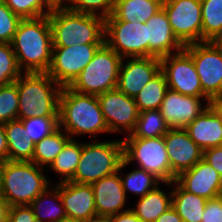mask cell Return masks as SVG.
I'll use <instances>...</instances> for the list:
<instances>
[{
  "label": "cell",
  "instance_id": "47",
  "mask_svg": "<svg viewBox=\"0 0 222 222\" xmlns=\"http://www.w3.org/2000/svg\"><path fill=\"white\" fill-rule=\"evenodd\" d=\"M208 106L222 121V95H218L209 99Z\"/></svg>",
  "mask_w": 222,
  "mask_h": 222
},
{
  "label": "cell",
  "instance_id": "19",
  "mask_svg": "<svg viewBox=\"0 0 222 222\" xmlns=\"http://www.w3.org/2000/svg\"><path fill=\"white\" fill-rule=\"evenodd\" d=\"M127 165L128 163L123 159L116 173L91 184L97 215L110 217L128 210H122L126 203V194L120 179V175H123L120 171Z\"/></svg>",
  "mask_w": 222,
  "mask_h": 222
},
{
  "label": "cell",
  "instance_id": "25",
  "mask_svg": "<svg viewBox=\"0 0 222 222\" xmlns=\"http://www.w3.org/2000/svg\"><path fill=\"white\" fill-rule=\"evenodd\" d=\"M9 161H32L35 143L25 134L23 121L16 119L4 123Z\"/></svg>",
  "mask_w": 222,
  "mask_h": 222
},
{
  "label": "cell",
  "instance_id": "17",
  "mask_svg": "<svg viewBox=\"0 0 222 222\" xmlns=\"http://www.w3.org/2000/svg\"><path fill=\"white\" fill-rule=\"evenodd\" d=\"M171 171L178 176L203 158V150L184 128H170L164 135Z\"/></svg>",
  "mask_w": 222,
  "mask_h": 222
},
{
  "label": "cell",
  "instance_id": "2",
  "mask_svg": "<svg viewBox=\"0 0 222 222\" xmlns=\"http://www.w3.org/2000/svg\"><path fill=\"white\" fill-rule=\"evenodd\" d=\"M58 127L73 135L109 133L96 95L81 94L62 87L59 97Z\"/></svg>",
  "mask_w": 222,
  "mask_h": 222
},
{
  "label": "cell",
  "instance_id": "22",
  "mask_svg": "<svg viewBox=\"0 0 222 222\" xmlns=\"http://www.w3.org/2000/svg\"><path fill=\"white\" fill-rule=\"evenodd\" d=\"M184 129L203 151L222 146V121L209 106Z\"/></svg>",
  "mask_w": 222,
  "mask_h": 222
},
{
  "label": "cell",
  "instance_id": "6",
  "mask_svg": "<svg viewBox=\"0 0 222 222\" xmlns=\"http://www.w3.org/2000/svg\"><path fill=\"white\" fill-rule=\"evenodd\" d=\"M123 141L82 143L77 169L71 182L92 184L116 173L123 160Z\"/></svg>",
  "mask_w": 222,
  "mask_h": 222
},
{
  "label": "cell",
  "instance_id": "44",
  "mask_svg": "<svg viewBox=\"0 0 222 222\" xmlns=\"http://www.w3.org/2000/svg\"><path fill=\"white\" fill-rule=\"evenodd\" d=\"M111 222H142L135 213L128 208V210H125L121 213H118L116 215L110 216Z\"/></svg>",
  "mask_w": 222,
  "mask_h": 222
},
{
  "label": "cell",
  "instance_id": "50",
  "mask_svg": "<svg viewBox=\"0 0 222 222\" xmlns=\"http://www.w3.org/2000/svg\"><path fill=\"white\" fill-rule=\"evenodd\" d=\"M57 222H81L80 220H77L75 218H71V217H63L60 220H58Z\"/></svg>",
  "mask_w": 222,
  "mask_h": 222
},
{
  "label": "cell",
  "instance_id": "33",
  "mask_svg": "<svg viewBox=\"0 0 222 222\" xmlns=\"http://www.w3.org/2000/svg\"><path fill=\"white\" fill-rule=\"evenodd\" d=\"M120 179L126 196V192L130 191L138 196L140 195V198L146 195L149 191L155 189L159 186V183H161V180L154 174L141 168H137L127 173L124 178L120 176Z\"/></svg>",
  "mask_w": 222,
  "mask_h": 222
},
{
  "label": "cell",
  "instance_id": "12",
  "mask_svg": "<svg viewBox=\"0 0 222 222\" xmlns=\"http://www.w3.org/2000/svg\"><path fill=\"white\" fill-rule=\"evenodd\" d=\"M162 8L174 35L184 46L202 42L201 0H163Z\"/></svg>",
  "mask_w": 222,
  "mask_h": 222
},
{
  "label": "cell",
  "instance_id": "35",
  "mask_svg": "<svg viewBox=\"0 0 222 222\" xmlns=\"http://www.w3.org/2000/svg\"><path fill=\"white\" fill-rule=\"evenodd\" d=\"M22 121L26 137L34 143L58 128V117H30Z\"/></svg>",
  "mask_w": 222,
  "mask_h": 222
},
{
  "label": "cell",
  "instance_id": "23",
  "mask_svg": "<svg viewBox=\"0 0 222 222\" xmlns=\"http://www.w3.org/2000/svg\"><path fill=\"white\" fill-rule=\"evenodd\" d=\"M162 4L163 0H115L112 14L121 21L146 23Z\"/></svg>",
  "mask_w": 222,
  "mask_h": 222
},
{
  "label": "cell",
  "instance_id": "40",
  "mask_svg": "<svg viewBox=\"0 0 222 222\" xmlns=\"http://www.w3.org/2000/svg\"><path fill=\"white\" fill-rule=\"evenodd\" d=\"M201 222H222V203L219 197L207 200Z\"/></svg>",
  "mask_w": 222,
  "mask_h": 222
},
{
  "label": "cell",
  "instance_id": "41",
  "mask_svg": "<svg viewBox=\"0 0 222 222\" xmlns=\"http://www.w3.org/2000/svg\"><path fill=\"white\" fill-rule=\"evenodd\" d=\"M9 222H38L29 205L11 206Z\"/></svg>",
  "mask_w": 222,
  "mask_h": 222
},
{
  "label": "cell",
  "instance_id": "39",
  "mask_svg": "<svg viewBox=\"0 0 222 222\" xmlns=\"http://www.w3.org/2000/svg\"><path fill=\"white\" fill-rule=\"evenodd\" d=\"M22 19L0 0V43H11Z\"/></svg>",
  "mask_w": 222,
  "mask_h": 222
},
{
  "label": "cell",
  "instance_id": "20",
  "mask_svg": "<svg viewBox=\"0 0 222 222\" xmlns=\"http://www.w3.org/2000/svg\"><path fill=\"white\" fill-rule=\"evenodd\" d=\"M147 57H164L184 49V45L176 38L169 23L168 16L162 8L147 22Z\"/></svg>",
  "mask_w": 222,
  "mask_h": 222
},
{
  "label": "cell",
  "instance_id": "30",
  "mask_svg": "<svg viewBox=\"0 0 222 222\" xmlns=\"http://www.w3.org/2000/svg\"><path fill=\"white\" fill-rule=\"evenodd\" d=\"M167 90L166 77L160 71L134 98L139 112L160 109Z\"/></svg>",
  "mask_w": 222,
  "mask_h": 222
},
{
  "label": "cell",
  "instance_id": "37",
  "mask_svg": "<svg viewBox=\"0 0 222 222\" xmlns=\"http://www.w3.org/2000/svg\"><path fill=\"white\" fill-rule=\"evenodd\" d=\"M67 2H70L66 4L69 11L96 15L104 19L108 18L114 9V0H68Z\"/></svg>",
  "mask_w": 222,
  "mask_h": 222
},
{
  "label": "cell",
  "instance_id": "32",
  "mask_svg": "<svg viewBox=\"0 0 222 222\" xmlns=\"http://www.w3.org/2000/svg\"><path fill=\"white\" fill-rule=\"evenodd\" d=\"M82 152V143L73 140V137L65 144L63 150L57 155L50 168L57 172L62 178L59 182H68L73 179L77 169L80 155Z\"/></svg>",
  "mask_w": 222,
  "mask_h": 222
},
{
  "label": "cell",
  "instance_id": "38",
  "mask_svg": "<svg viewBox=\"0 0 222 222\" xmlns=\"http://www.w3.org/2000/svg\"><path fill=\"white\" fill-rule=\"evenodd\" d=\"M6 6L21 19L43 17L42 0H3Z\"/></svg>",
  "mask_w": 222,
  "mask_h": 222
},
{
  "label": "cell",
  "instance_id": "43",
  "mask_svg": "<svg viewBox=\"0 0 222 222\" xmlns=\"http://www.w3.org/2000/svg\"><path fill=\"white\" fill-rule=\"evenodd\" d=\"M64 1L67 3L68 0H42L43 16H47L54 11L67 10V5H65Z\"/></svg>",
  "mask_w": 222,
  "mask_h": 222
},
{
  "label": "cell",
  "instance_id": "46",
  "mask_svg": "<svg viewBox=\"0 0 222 222\" xmlns=\"http://www.w3.org/2000/svg\"><path fill=\"white\" fill-rule=\"evenodd\" d=\"M155 222H183V220L171 206L166 212L161 214Z\"/></svg>",
  "mask_w": 222,
  "mask_h": 222
},
{
  "label": "cell",
  "instance_id": "13",
  "mask_svg": "<svg viewBox=\"0 0 222 222\" xmlns=\"http://www.w3.org/2000/svg\"><path fill=\"white\" fill-rule=\"evenodd\" d=\"M168 89L182 95L208 97L203 91L192 56L182 49L160 58Z\"/></svg>",
  "mask_w": 222,
  "mask_h": 222
},
{
  "label": "cell",
  "instance_id": "36",
  "mask_svg": "<svg viewBox=\"0 0 222 222\" xmlns=\"http://www.w3.org/2000/svg\"><path fill=\"white\" fill-rule=\"evenodd\" d=\"M19 95L15 83L0 86V123L18 119Z\"/></svg>",
  "mask_w": 222,
  "mask_h": 222
},
{
  "label": "cell",
  "instance_id": "14",
  "mask_svg": "<svg viewBox=\"0 0 222 222\" xmlns=\"http://www.w3.org/2000/svg\"><path fill=\"white\" fill-rule=\"evenodd\" d=\"M97 98L110 133L122 132V128L129 133L134 130L139 117L134 98L117 88L99 94Z\"/></svg>",
  "mask_w": 222,
  "mask_h": 222
},
{
  "label": "cell",
  "instance_id": "7",
  "mask_svg": "<svg viewBox=\"0 0 222 222\" xmlns=\"http://www.w3.org/2000/svg\"><path fill=\"white\" fill-rule=\"evenodd\" d=\"M122 59L104 42L69 88L81 94L96 96L115 89Z\"/></svg>",
  "mask_w": 222,
  "mask_h": 222
},
{
  "label": "cell",
  "instance_id": "3",
  "mask_svg": "<svg viewBox=\"0 0 222 222\" xmlns=\"http://www.w3.org/2000/svg\"><path fill=\"white\" fill-rule=\"evenodd\" d=\"M44 170L31 161H3L0 193L10 206L30 205L50 186Z\"/></svg>",
  "mask_w": 222,
  "mask_h": 222
},
{
  "label": "cell",
  "instance_id": "24",
  "mask_svg": "<svg viewBox=\"0 0 222 222\" xmlns=\"http://www.w3.org/2000/svg\"><path fill=\"white\" fill-rule=\"evenodd\" d=\"M166 184L176 185L172 190V207L183 222H201L207 199L187 192L176 181Z\"/></svg>",
  "mask_w": 222,
  "mask_h": 222
},
{
  "label": "cell",
  "instance_id": "18",
  "mask_svg": "<svg viewBox=\"0 0 222 222\" xmlns=\"http://www.w3.org/2000/svg\"><path fill=\"white\" fill-rule=\"evenodd\" d=\"M184 190L207 200L222 192V177L203 158L192 168L181 172L175 180Z\"/></svg>",
  "mask_w": 222,
  "mask_h": 222
},
{
  "label": "cell",
  "instance_id": "34",
  "mask_svg": "<svg viewBox=\"0 0 222 222\" xmlns=\"http://www.w3.org/2000/svg\"><path fill=\"white\" fill-rule=\"evenodd\" d=\"M23 74L11 43H0V86L14 83Z\"/></svg>",
  "mask_w": 222,
  "mask_h": 222
},
{
  "label": "cell",
  "instance_id": "5",
  "mask_svg": "<svg viewBox=\"0 0 222 222\" xmlns=\"http://www.w3.org/2000/svg\"><path fill=\"white\" fill-rule=\"evenodd\" d=\"M48 18L53 47L104 43L105 19L100 16L62 10Z\"/></svg>",
  "mask_w": 222,
  "mask_h": 222
},
{
  "label": "cell",
  "instance_id": "31",
  "mask_svg": "<svg viewBox=\"0 0 222 222\" xmlns=\"http://www.w3.org/2000/svg\"><path fill=\"white\" fill-rule=\"evenodd\" d=\"M170 127L159 109L139 112L134 130L127 137L156 138L163 137Z\"/></svg>",
  "mask_w": 222,
  "mask_h": 222
},
{
  "label": "cell",
  "instance_id": "11",
  "mask_svg": "<svg viewBox=\"0 0 222 222\" xmlns=\"http://www.w3.org/2000/svg\"><path fill=\"white\" fill-rule=\"evenodd\" d=\"M102 44H82L72 47H52L47 74L61 87H69L93 59Z\"/></svg>",
  "mask_w": 222,
  "mask_h": 222
},
{
  "label": "cell",
  "instance_id": "42",
  "mask_svg": "<svg viewBox=\"0 0 222 222\" xmlns=\"http://www.w3.org/2000/svg\"><path fill=\"white\" fill-rule=\"evenodd\" d=\"M203 159L207 161L222 177V146L204 150Z\"/></svg>",
  "mask_w": 222,
  "mask_h": 222
},
{
  "label": "cell",
  "instance_id": "45",
  "mask_svg": "<svg viewBox=\"0 0 222 222\" xmlns=\"http://www.w3.org/2000/svg\"><path fill=\"white\" fill-rule=\"evenodd\" d=\"M0 160H8V145L5 133L4 123H0Z\"/></svg>",
  "mask_w": 222,
  "mask_h": 222
},
{
  "label": "cell",
  "instance_id": "27",
  "mask_svg": "<svg viewBox=\"0 0 222 222\" xmlns=\"http://www.w3.org/2000/svg\"><path fill=\"white\" fill-rule=\"evenodd\" d=\"M63 132V129L58 127L49 136L36 142L31 162L42 168L44 165L50 167L57 155L63 150L65 144L71 139L67 133Z\"/></svg>",
  "mask_w": 222,
  "mask_h": 222
},
{
  "label": "cell",
  "instance_id": "10",
  "mask_svg": "<svg viewBox=\"0 0 222 222\" xmlns=\"http://www.w3.org/2000/svg\"><path fill=\"white\" fill-rule=\"evenodd\" d=\"M184 49L192 56L202 91L210 99L222 95V46L204 41L185 45Z\"/></svg>",
  "mask_w": 222,
  "mask_h": 222
},
{
  "label": "cell",
  "instance_id": "49",
  "mask_svg": "<svg viewBox=\"0 0 222 222\" xmlns=\"http://www.w3.org/2000/svg\"><path fill=\"white\" fill-rule=\"evenodd\" d=\"M81 222H111V221H110V217L96 215V216L90 217L89 219H86Z\"/></svg>",
  "mask_w": 222,
  "mask_h": 222
},
{
  "label": "cell",
  "instance_id": "9",
  "mask_svg": "<svg viewBox=\"0 0 222 222\" xmlns=\"http://www.w3.org/2000/svg\"><path fill=\"white\" fill-rule=\"evenodd\" d=\"M104 42L123 59L147 57L146 23L121 21L111 14L105 19Z\"/></svg>",
  "mask_w": 222,
  "mask_h": 222
},
{
  "label": "cell",
  "instance_id": "21",
  "mask_svg": "<svg viewBox=\"0 0 222 222\" xmlns=\"http://www.w3.org/2000/svg\"><path fill=\"white\" fill-rule=\"evenodd\" d=\"M58 191L66 216L84 221L97 215L91 184L59 182Z\"/></svg>",
  "mask_w": 222,
  "mask_h": 222
},
{
  "label": "cell",
  "instance_id": "4",
  "mask_svg": "<svg viewBox=\"0 0 222 222\" xmlns=\"http://www.w3.org/2000/svg\"><path fill=\"white\" fill-rule=\"evenodd\" d=\"M14 83L19 95V120L30 117H58L62 87L47 73H24Z\"/></svg>",
  "mask_w": 222,
  "mask_h": 222
},
{
  "label": "cell",
  "instance_id": "16",
  "mask_svg": "<svg viewBox=\"0 0 222 222\" xmlns=\"http://www.w3.org/2000/svg\"><path fill=\"white\" fill-rule=\"evenodd\" d=\"M201 98L206 100L205 107H202ZM209 99L182 95L168 89L159 110L170 128H185L208 108Z\"/></svg>",
  "mask_w": 222,
  "mask_h": 222
},
{
  "label": "cell",
  "instance_id": "28",
  "mask_svg": "<svg viewBox=\"0 0 222 222\" xmlns=\"http://www.w3.org/2000/svg\"><path fill=\"white\" fill-rule=\"evenodd\" d=\"M54 188L53 190L51 189L50 191H48L50 187L47 188L43 193L38 195L29 205L33 209L35 218L37 219L38 222H57L61 218L66 217V212L63 207L61 196L58 191V184H56V187ZM48 199H50L51 201L54 200L55 202L58 201V204L53 203L52 205L51 202H50L51 205L46 204ZM44 204H46L45 207ZM43 207L44 209H42Z\"/></svg>",
  "mask_w": 222,
  "mask_h": 222
},
{
  "label": "cell",
  "instance_id": "15",
  "mask_svg": "<svg viewBox=\"0 0 222 222\" xmlns=\"http://www.w3.org/2000/svg\"><path fill=\"white\" fill-rule=\"evenodd\" d=\"M130 59H127L126 63L122 59L116 88L127 96L135 98L161 71V61L158 57H130Z\"/></svg>",
  "mask_w": 222,
  "mask_h": 222
},
{
  "label": "cell",
  "instance_id": "26",
  "mask_svg": "<svg viewBox=\"0 0 222 222\" xmlns=\"http://www.w3.org/2000/svg\"><path fill=\"white\" fill-rule=\"evenodd\" d=\"M172 206V192L164 193L158 186L139 198L137 205L130 208L142 222H155Z\"/></svg>",
  "mask_w": 222,
  "mask_h": 222
},
{
  "label": "cell",
  "instance_id": "53",
  "mask_svg": "<svg viewBox=\"0 0 222 222\" xmlns=\"http://www.w3.org/2000/svg\"><path fill=\"white\" fill-rule=\"evenodd\" d=\"M2 163H3V161L0 160V170H1Z\"/></svg>",
  "mask_w": 222,
  "mask_h": 222
},
{
  "label": "cell",
  "instance_id": "1",
  "mask_svg": "<svg viewBox=\"0 0 222 222\" xmlns=\"http://www.w3.org/2000/svg\"><path fill=\"white\" fill-rule=\"evenodd\" d=\"M20 70L47 73L52 56V31L49 18L22 19L11 42Z\"/></svg>",
  "mask_w": 222,
  "mask_h": 222
},
{
  "label": "cell",
  "instance_id": "29",
  "mask_svg": "<svg viewBox=\"0 0 222 222\" xmlns=\"http://www.w3.org/2000/svg\"><path fill=\"white\" fill-rule=\"evenodd\" d=\"M202 42L222 37V0H201Z\"/></svg>",
  "mask_w": 222,
  "mask_h": 222
},
{
  "label": "cell",
  "instance_id": "51",
  "mask_svg": "<svg viewBox=\"0 0 222 222\" xmlns=\"http://www.w3.org/2000/svg\"><path fill=\"white\" fill-rule=\"evenodd\" d=\"M217 42L222 46V37Z\"/></svg>",
  "mask_w": 222,
  "mask_h": 222
},
{
  "label": "cell",
  "instance_id": "48",
  "mask_svg": "<svg viewBox=\"0 0 222 222\" xmlns=\"http://www.w3.org/2000/svg\"><path fill=\"white\" fill-rule=\"evenodd\" d=\"M11 206L0 193V222H9Z\"/></svg>",
  "mask_w": 222,
  "mask_h": 222
},
{
  "label": "cell",
  "instance_id": "52",
  "mask_svg": "<svg viewBox=\"0 0 222 222\" xmlns=\"http://www.w3.org/2000/svg\"><path fill=\"white\" fill-rule=\"evenodd\" d=\"M218 197L220 198L221 203H222V192L219 194V196H218Z\"/></svg>",
  "mask_w": 222,
  "mask_h": 222
},
{
  "label": "cell",
  "instance_id": "8",
  "mask_svg": "<svg viewBox=\"0 0 222 222\" xmlns=\"http://www.w3.org/2000/svg\"><path fill=\"white\" fill-rule=\"evenodd\" d=\"M123 158L130 164L137 161L138 168L154 174L162 183H172L176 175L171 171L163 137L123 139Z\"/></svg>",
  "mask_w": 222,
  "mask_h": 222
}]
</instances>
